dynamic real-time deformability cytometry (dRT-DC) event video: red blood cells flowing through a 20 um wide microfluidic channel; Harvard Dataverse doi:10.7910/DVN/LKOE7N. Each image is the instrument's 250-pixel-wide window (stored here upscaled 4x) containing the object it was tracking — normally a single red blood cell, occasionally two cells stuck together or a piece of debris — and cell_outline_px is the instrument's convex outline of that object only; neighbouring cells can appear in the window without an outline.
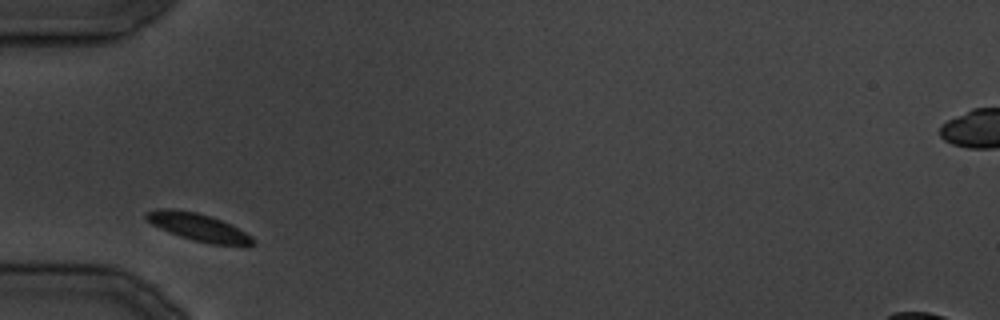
{"species": "common noctule bat (a hibernating species)", "species_latin": "Nyctalus noctula", "temperature_condition": "cold", "stored_images_in_passage": 21, "camera_frame_rate_fps": 3000, "um_per_image_px": 0.085, "animal": {"sex": "male", "body_mass_g": 19.5, "forearm_length_mm": 54.6}, "frame": {"image": 1, "passage_image": 1, "time_ms": 0.0, "image_size_px": [1000, 320], "cell_outline_px": [[256, 244], [248, 248], [208, 244], [192, 240], [168, 232], [152, 224], [144, 216], [148, 212], [160, 208], [172, 208], [196, 212], [212, 216], [252, 236], [256, 240]], "centroid_in_image_um": [16.95, 19.36], "position_along_channel_um": 68.0, "area_um2": 17.51}}
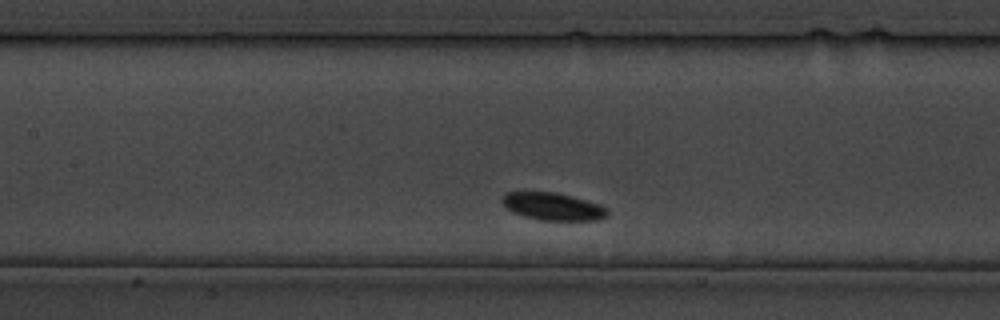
{"frame": {"image": 2, "passage_image": 6, "time_ms": 6.667, "image_size_px": [1000, 320], "cell_outline_px": [[608, 216], [596, 220], [540, 220], [524, 216], [512, 212], [500, 200], [500, 196], [504, 192], [552, 192], [600, 204], [608, 208]], "centroid_in_image_um": [46.97, 17.55], "position_along_channel_um": 160.4, "area_um2": 16.76}}
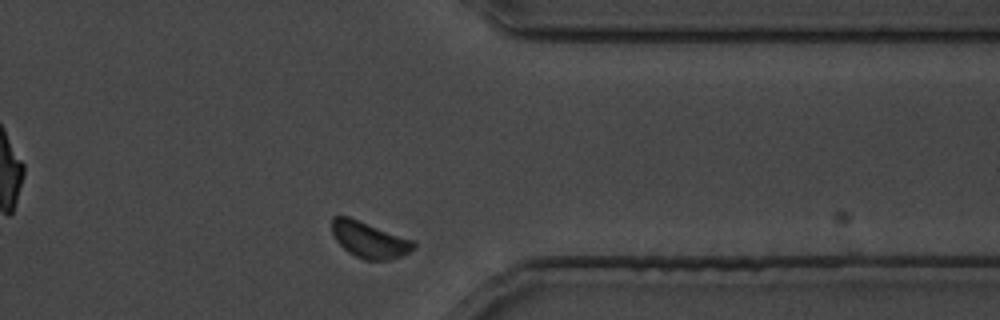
{"frame": {"image": 3, "passage_image": 19, "time_ms": 22.333, "image_size_px": [1000, 320], "cell_outline_px": [[416, 244], [408, 252], [400, 256], [388, 260], [364, 260], [348, 252], [336, 240], [332, 232], [332, 216], [348, 216], [416, 240]], "centroid_in_image_um": [31.41, 20.37], "position_along_channel_um": 380.0, "area_um2": 17.22}}